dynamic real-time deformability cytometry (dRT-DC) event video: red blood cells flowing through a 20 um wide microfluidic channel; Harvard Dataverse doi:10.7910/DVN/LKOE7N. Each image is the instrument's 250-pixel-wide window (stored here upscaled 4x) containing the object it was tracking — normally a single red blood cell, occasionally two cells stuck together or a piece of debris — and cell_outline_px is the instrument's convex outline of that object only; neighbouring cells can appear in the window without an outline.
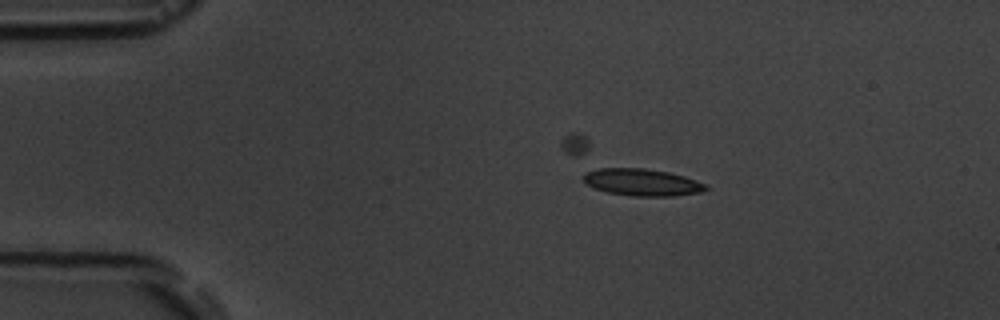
{"species": "common noctule bat (a hibernating species)", "species_latin": "Nyctalus noctula", "temperature_condition": "room temperature", "stored_images_in_passage": 5, "camera_frame_rate_fps": 3000, "um_per_image_px": 0.085, "animal": {"sex": "male", "body_mass_g": 19.5, "forearm_length_mm": 54.6}, "frame": {"image": 1, "passage_image": 2, "time_ms": 1.333, "image_size_px": [1000, 320], "cell_outline_px": [[708, 188], [700, 192], [672, 196], [632, 196], [608, 192], [596, 188], [588, 184], [584, 180], [584, 172], [600, 168], [644, 168], [668, 172], [684, 176], [708, 184]], "centroid_in_image_um": [54.6, 15.49], "position_along_channel_um": 30.4, "area_um2": 19.13}}
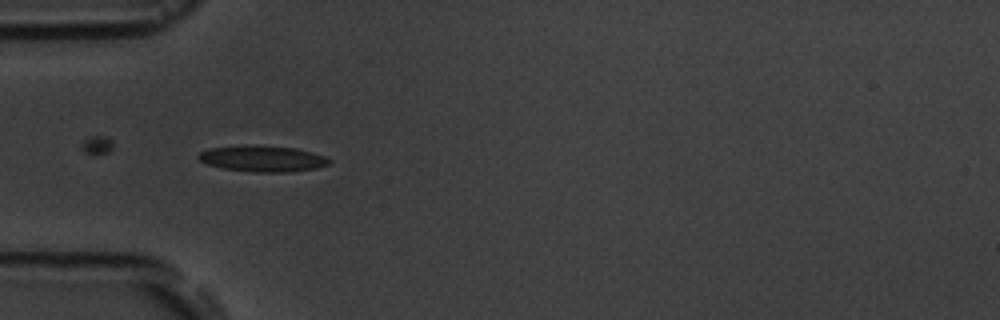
{"frame": {"image": 2, "passage_image": 4, "time_ms": 3.667, "image_size_px": [1000, 320], "cell_outline_px": [[332, 160], [328, 164], [316, 168], [288, 172], [256, 172], [224, 168], [208, 164], [200, 160], [196, 156], [200, 152], [208, 148], [244, 144], [256, 144], [296, 148], [312, 152], [324, 156]], "centroid_in_image_um": [22.3, 13.46], "position_along_channel_um": 62.7, "area_um2": 20.06}}
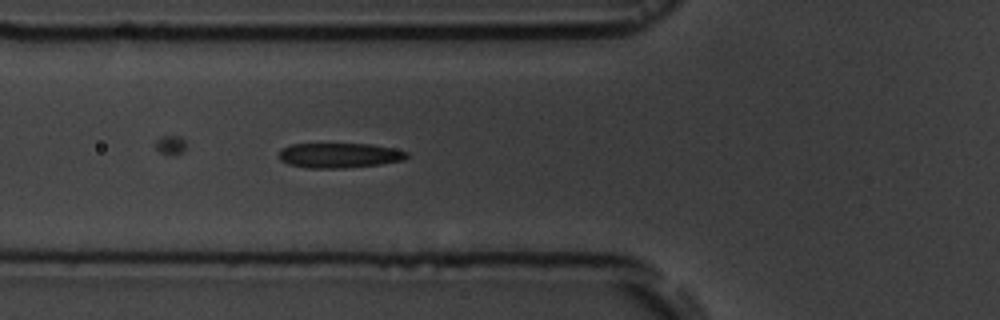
{"frame": {"image": 3, "passage_image": 5, "time_ms": 4.667, "image_size_px": [1000, 320], "cell_outline_px": [[408, 156], [404, 160], [380, 164], [344, 168], [308, 168], [288, 164], [280, 160], [280, 148], [292, 144], [372, 144], [392, 148], [408, 152]], "centroid_in_image_um": [28.84, 13.21], "position_along_channel_um": 97.0, "area_um2": 18.55}}